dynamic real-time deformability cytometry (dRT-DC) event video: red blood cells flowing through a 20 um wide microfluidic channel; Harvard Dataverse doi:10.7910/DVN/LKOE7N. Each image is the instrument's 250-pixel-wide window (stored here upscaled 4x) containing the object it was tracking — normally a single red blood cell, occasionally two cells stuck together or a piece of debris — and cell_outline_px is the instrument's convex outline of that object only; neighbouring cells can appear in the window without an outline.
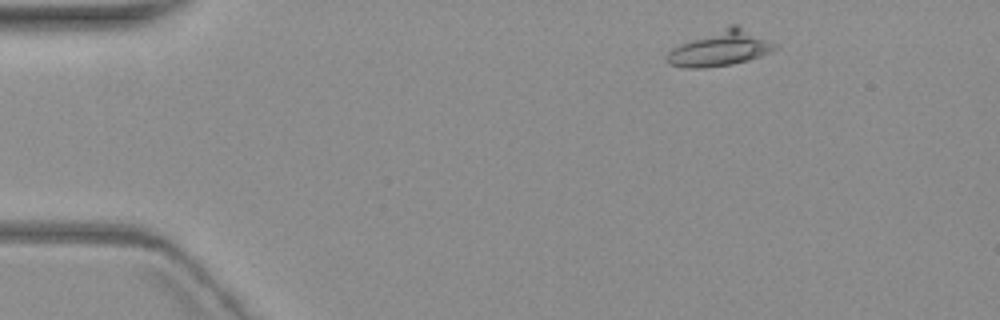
{"species": "common noctule bat (a hibernating species)", "species_latin": "Nyctalus noctula", "temperature_condition": "warm", "stored_images_in_passage": 5, "camera_frame_rate_fps": 3000, "um_per_image_px": 0.085, "animal": {"sex": "female", "body_mass_g": 19.3, "forearm_length_mm": 54.1}, "frame": {"image": 1, "passage_image": 1, "time_ms": 0.0, "image_size_px": [1000, 320], "cell_outline_px": [[780, 48], [772, 52], [748, 60], [732, 64], [704, 68], [684, 68], [668, 64], [664, 60], [664, 56], [672, 48], [680, 44], [728, 24], [740, 24], [780, 44]], "centroid_in_image_um": [61.28, 4.09], "position_along_channel_um": 23.7, "area_um2": 23.0}}
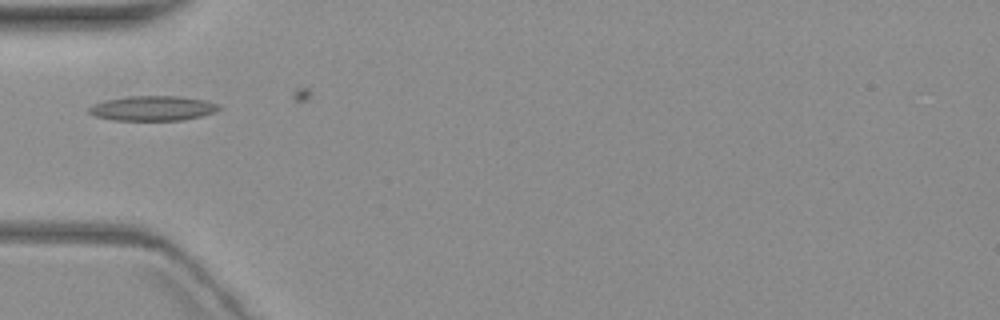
{"frame": {"image": 2, "passage_image": 4, "time_ms": 3.667, "image_size_px": [1000, 320], "cell_outline_px": [[220, 108], [216, 112], [200, 116], [180, 120], [112, 120], [96, 116], [88, 112], [88, 108], [92, 104], [104, 100], [128, 96], [180, 96], [204, 100], [216, 104]], "centroid_in_image_um": [12.94, 9.2], "position_along_channel_um": 72.1, "area_um2": 18.73}}